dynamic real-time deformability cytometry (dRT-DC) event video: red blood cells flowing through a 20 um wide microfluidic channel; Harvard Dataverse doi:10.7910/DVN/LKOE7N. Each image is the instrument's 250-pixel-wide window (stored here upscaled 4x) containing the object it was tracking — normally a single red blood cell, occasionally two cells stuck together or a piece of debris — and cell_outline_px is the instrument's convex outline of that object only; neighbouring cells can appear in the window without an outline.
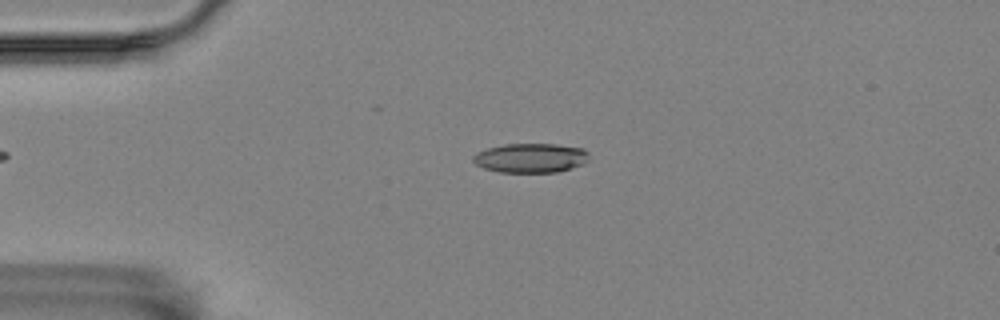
{"species": "Egyptian fruit bat (a non-hibernating species)", "species_latin": "Rousettus aegyptiacus", "temperature_condition": "room temperature", "stored_images_in_passage": 51, "camera_frame_rate_fps": 3000, "um_per_image_px": 0.085, "animal": {"sex": "female"}, "frame": {"image": 1, "passage_image": 8, "time_ms": 2.333, "image_size_px": [1000, 320], "cell_outline_px": [[588, 160], [584, 164], [572, 168], [556, 172], [500, 172], [484, 168], [476, 164], [472, 160], [472, 156], [476, 152], [488, 148], [504, 144], [556, 144], [584, 148], [588, 152]], "centroid_in_image_um": [45.12, 13.42], "position_along_channel_um": 39.9, "area_um2": 19.94}}
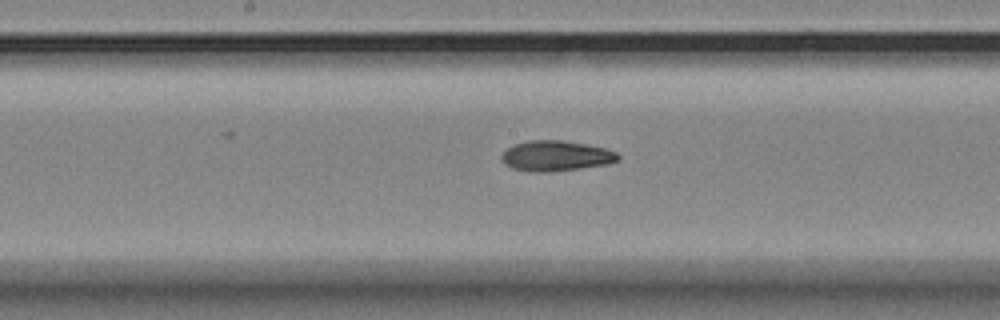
{"frame": {"image": 2, "passage_image": 24, "time_ms": 7.667, "image_size_px": [1000, 320], "cell_outline_px": [[620, 156], [616, 160], [608, 164], [580, 168], [548, 172], [528, 172], [512, 168], [504, 164], [500, 160], [500, 156], [512, 144], [528, 140], [564, 140], [604, 148], [616, 152]], "centroid_in_image_um": [47.18, 13.25], "position_along_channel_um": 201.0, "area_um2": 20.69}}
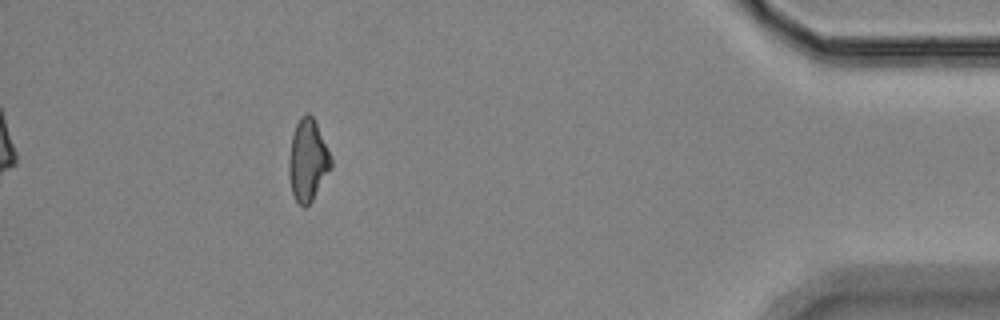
{"frame": {"image": 3, "passage_image": 46, "time_ms": 15.0, "image_size_px": [1000, 320], "cell_outline_px": [[332, 168], [312, 200], [304, 208], [296, 200], [292, 192], [288, 176], [288, 160], [292, 136], [296, 124], [300, 116], [304, 112], [308, 112], [312, 116], [316, 124], [332, 160]], "centroid_in_image_um": [26.14, 13.62], "position_along_channel_um": 409.1, "area_um2": 19.94}, "authors_computed_cell_mechanics": {"area_um2": 20.0566, "velocity_mm_per_s": 3.5307, "shape_relaxation_time_tau1_ms": 7.6526, "shape_relaxation_time_tau2_ms": 3.434, "deformation_change_tau1": 0.151, "deformation_change_tau2": 0.0983}}